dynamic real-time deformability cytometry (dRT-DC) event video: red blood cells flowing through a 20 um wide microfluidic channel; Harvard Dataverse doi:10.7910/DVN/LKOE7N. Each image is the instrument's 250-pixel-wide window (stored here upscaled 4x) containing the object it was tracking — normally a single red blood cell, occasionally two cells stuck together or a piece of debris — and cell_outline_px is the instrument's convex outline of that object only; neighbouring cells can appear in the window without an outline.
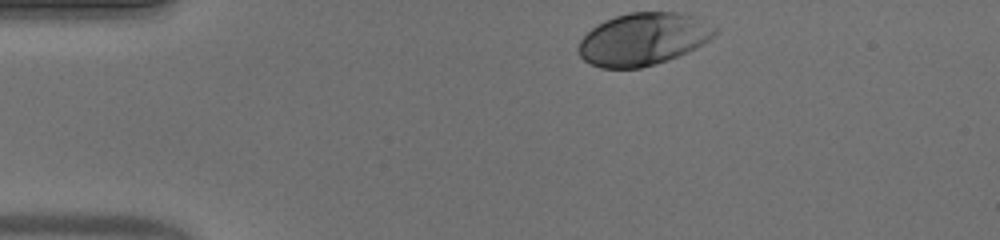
{"species": "human", "species_latin": "Homo sapiens", "temperature_condition": "warm", "stored_images_in_passage": 34, "camera_frame_rate_fps": 3000, "um_per_image_px": 0.085, "donor": {"sex": "male"}, "frame": {"image": 1, "passage_image": 1, "time_ms": 0.0, "image_size_px": [1000, 240], "cell_outline_px": [[720, 32], [708, 40], [688, 52], [668, 60], [656, 64], [640, 68], [600, 68], [584, 60], [576, 52], [576, 48], [580, 40], [592, 28], [604, 20], [628, 12], [680, 12], [696, 16], [720, 28]], "centroid_in_image_um": [54.7, 3.32], "position_along_channel_um": 30.3, "area_um2": 42.14}}
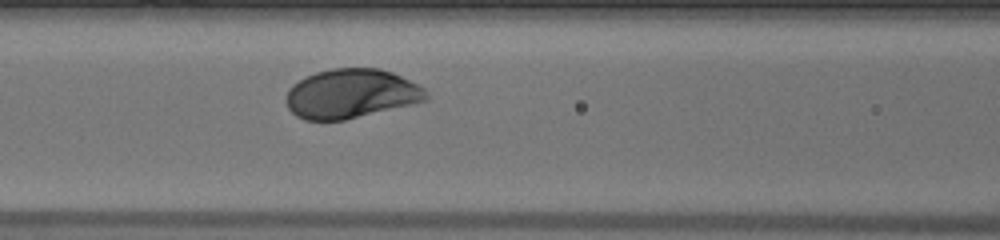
{"frame": {"image": 2, "passage_image": 14, "time_ms": 4.333, "image_size_px": [1000, 240], "cell_outline_px": [[428, 100], [412, 104], [344, 120], [304, 120], [296, 116], [288, 108], [284, 100], [288, 88], [292, 84], [316, 72], [332, 68], [380, 68], [392, 72], [424, 88], [428, 92]], "centroid_in_image_um": [29.81, 7.97], "position_along_channel_um": 136.8, "area_um2": 40.23}}
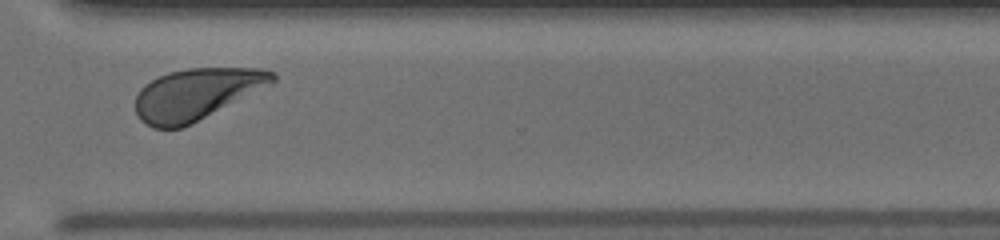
{"frame": {"image": 3, "passage_image": 31, "time_ms": 10.0, "image_size_px": [1000, 240], "cell_outline_px": [[276, 80], [192, 124], [180, 128], [152, 128], [140, 120], [136, 112], [136, 96], [140, 88], [144, 84], [168, 72], [188, 68], [260, 68], [276, 72]], "centroid_in_image_um": [16.64, 7.99], "position_along_channel_um": 354.0, "area_um2": 40.58}, "authors_computed_cell_mechanics": {"area_um2": 40.46, "velocity_mm_per_s": 3.8343, "shape_relaxation_time_tau1_ms": 1.3177, "shape_relaxation_time_tau2_ms": null, "deformation_change_tau1": 0.1192, "deformation_change_tau2": null}}